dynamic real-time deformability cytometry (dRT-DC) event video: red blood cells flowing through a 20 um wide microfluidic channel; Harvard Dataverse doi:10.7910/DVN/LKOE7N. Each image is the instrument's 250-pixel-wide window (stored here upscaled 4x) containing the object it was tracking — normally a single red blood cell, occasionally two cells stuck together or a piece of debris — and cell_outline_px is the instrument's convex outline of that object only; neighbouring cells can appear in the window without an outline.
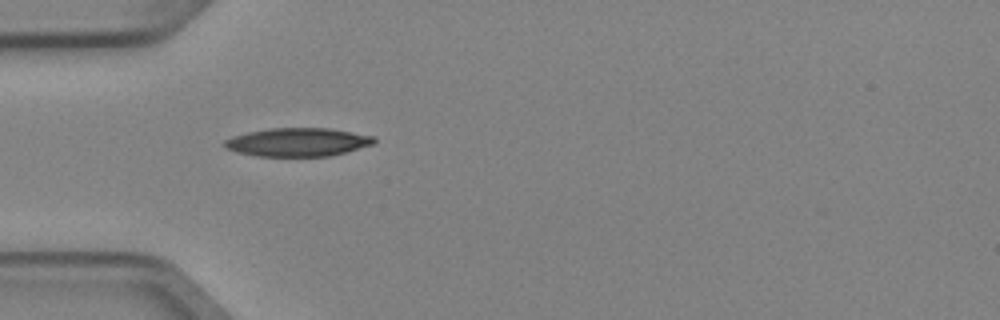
{"species": "Egyptian fruit bat (a non-hibernating species)", "species_latin": "Rousettus aegyptiacus", "temperature_condition": "cold", "stored_images_in_passage": 2, "camera_frame_rate_fps": 3000, "um_per_image_px": 0.085, "animal": {"sex": "female"}, "frame": {"image": 1, "passage_image": 1, "time_ms": 0.0, "image_size_px": [1000, 320], "cell_outline_px": [[376, 140], [372, 144], [344, 152], [328, 156], [256, 156], [236, 152], [228, 148], [224, 144], [224, 140], [232, 136], [248, 132], [268, 128], [328, 128], [376, 136]], "centroid_in_image_um": [25.29, 12.07], "position_along_channel_um": 59.7, "area_um2": 24.62}}
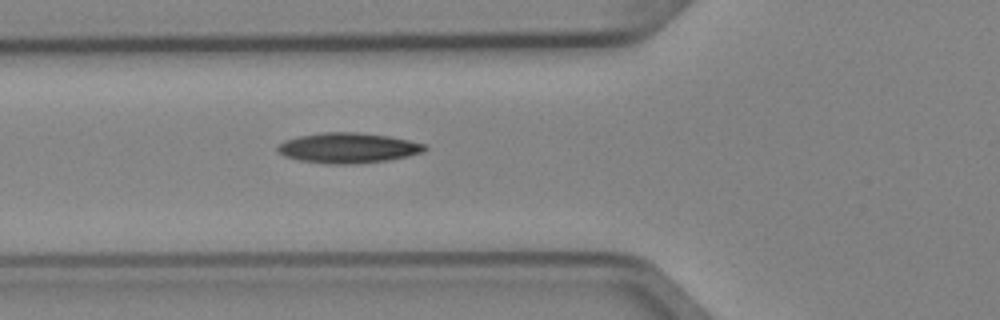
{"frame": {"image": 2, "passage_image": 2, "time_ms": 0.333, "image_size_px": [1000, 320], "cell_outline_px": [[428, 148], [424, 152], [408, 156], [388, 160], [356, 164], [324, 164], [300, 160], [284, 156], [276, 152], [276, 144], [284, 140], [296, 136], [320, 132], [356, 132], [388, 136], [408, 140], [424, 144]], "centroid_in_image_um": [29.52, 12.57], "position_along_channel_um": 96.3, "area_um2": 26.3}}